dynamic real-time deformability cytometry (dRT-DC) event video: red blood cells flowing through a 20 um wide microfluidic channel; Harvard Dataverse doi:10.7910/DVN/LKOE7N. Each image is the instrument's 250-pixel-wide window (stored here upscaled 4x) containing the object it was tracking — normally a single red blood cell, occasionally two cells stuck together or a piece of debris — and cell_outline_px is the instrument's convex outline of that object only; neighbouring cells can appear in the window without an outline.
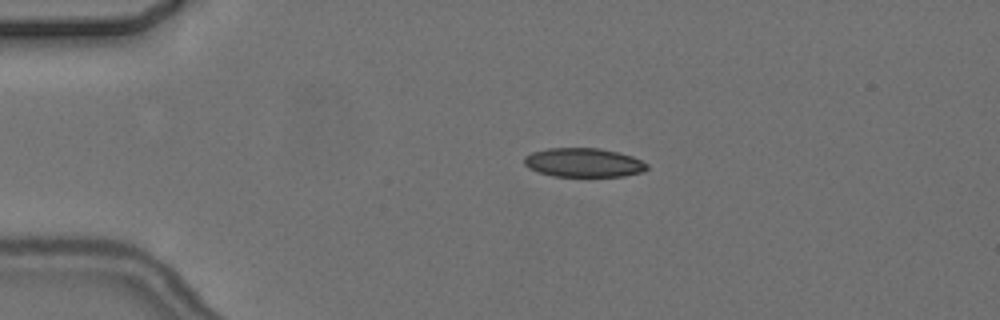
{"species": "common noctule bat (a hibernating species)", "species_latin": "Nyctalus noctula", "temperature_condition": "cold", "stored_images_in_passage": 3, "camera_frame_rate_fps": 3000, "um_per_image_px": 0.085, "animal": {"sex": "female", "body_mass_g": 24.6, "forearm_length_mm": 56.2}, "frame": {"image": 1, "passage_image": 1, "time_ms": 0.0, "image_size_px": [1000, 320], "cell_outline_px": [[648, 168], [644, 172], [624, 176], [552, 176], [528, 168], [524, 164], [524, 156], [532, 152], [548, 148], [600, 148], [620, 152], [632, 156], [648, 164]], "centroid_in_image_um": [49.62, 13.81], "position_along_channel_um": 35.4, "area_um2": 20.87}}
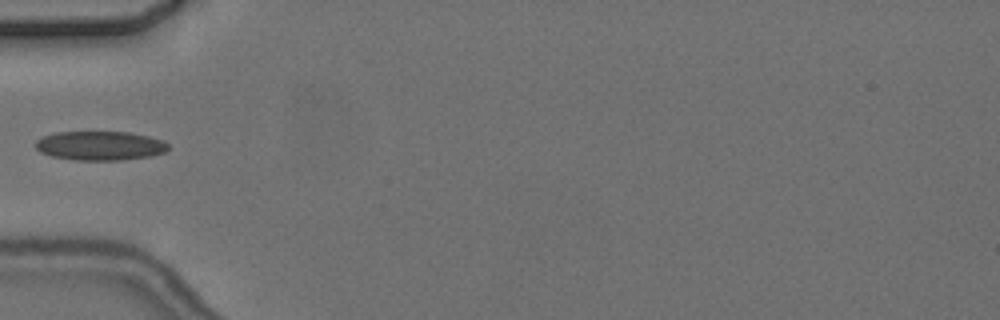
{"frame": {"image": 2, "passage_image": 3, "time_ms": 2.333, "image_size_px": [1000, 320], "cell_outline_px": [[168, 148], [164, 152], [152, 156], [120, 160], [76, 160], [52, 156], [40, 152], [36, 148], [36, 140], [40, 136], [56, 132], [128, 132], [148, 136], [164, 140], [168, 144]], "centroid_in_image_um": [8.49, 12.38], "position_along_channel_um": 76.5, "area_um2": 22.6}}